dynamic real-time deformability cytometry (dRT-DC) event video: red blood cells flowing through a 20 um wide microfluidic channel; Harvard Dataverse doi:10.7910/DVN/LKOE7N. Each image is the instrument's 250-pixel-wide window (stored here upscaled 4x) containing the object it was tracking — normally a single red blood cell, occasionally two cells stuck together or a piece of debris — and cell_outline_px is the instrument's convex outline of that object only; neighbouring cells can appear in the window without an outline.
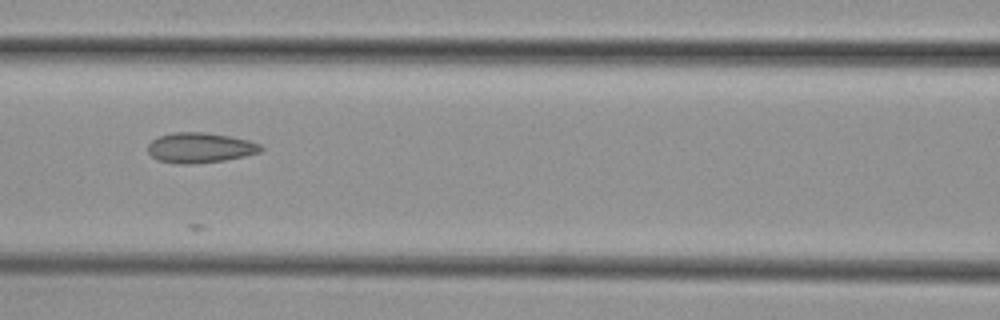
{"species": "common noctule bat (a hibernating species)", "species_latin": "Nyctalus noctula", "temperature_condition": "cold", "stored_images_in_passage": 21, "camera_frame_rate_fps": 3000, "um_per_image_px": 0.085, "animal": {"sex": "female", "body_mass_g": 29.2, "forearm_length_mm": 56.3}, "frame": {"image": 1, "passage_image": 12, "time_ms": 3.667, "image_size_px": [1000, 320], "cell_outline_px": [[264, 148], [260, 152], [244, 156], [224, 160], [192, 164], [176, 164], [156, 160], [148, 152], [148, 144], [152, 140], [160, 136], [172, 132], [204, 132], [232, 136], [248, 140], [260, 144]], "centroid_in_image_um": [16.99, 12.56], "position_along_channel_um": 149.6, "area_um2": 20.0}}
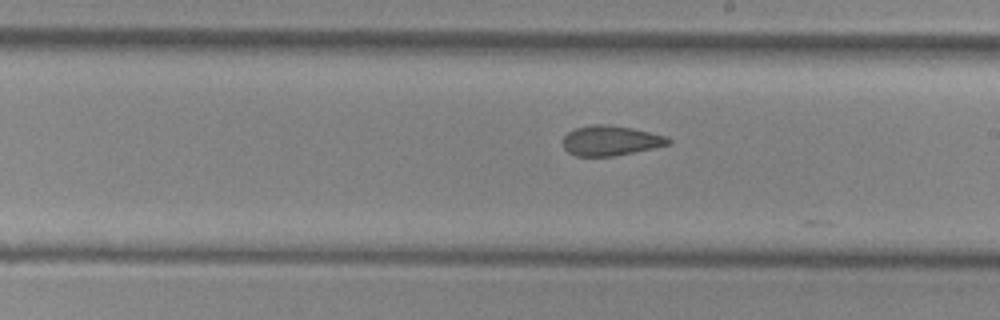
{"frame": {"image": 2, "passage_image": 19, "time_ms": 6.0, "image_size_px": [1000, 320], "cell_outline_px": [[672, 140], [668, 144], [652, 148], [612, 156], [576, 156], [568, 152], [564, 148], [564, 136], [568, 132], [576, 128], [592, 124], [608, 124], [632, 128], [668, 136]], "centroid_in_image_um": [51.9, 11.94], "position_along_channel_um": 237.1, "area_um2": 18.26}}